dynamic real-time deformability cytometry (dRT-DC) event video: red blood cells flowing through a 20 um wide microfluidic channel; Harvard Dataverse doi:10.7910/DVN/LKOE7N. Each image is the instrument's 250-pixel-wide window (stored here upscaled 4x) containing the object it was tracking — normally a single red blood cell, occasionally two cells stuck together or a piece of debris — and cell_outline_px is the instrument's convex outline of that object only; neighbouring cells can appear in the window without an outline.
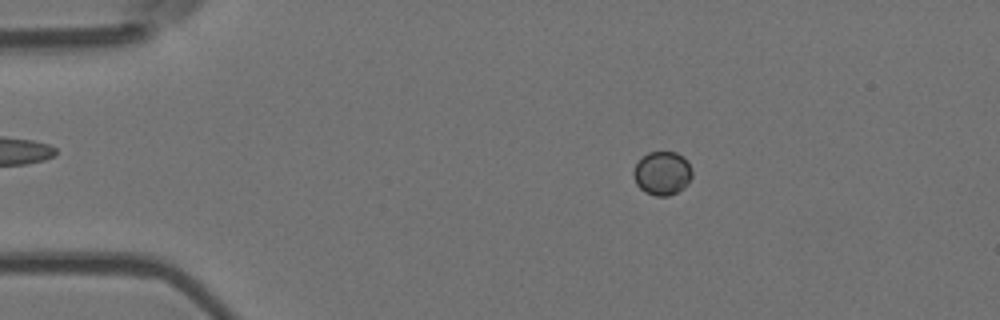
{"species": "Egyptian fruit bat (a non-hibernating species)", "species_latin": "Rousettus aegyptiacus", "temperature_condition": "room temperature", "stored_images_in_passage": 14, "camera_frame_rate_fps": 3000, "um_per_image_px": 0.085, "animal": {"sex": "female"}, "frame": {"image": 1, "passage_image": 2, "time_ms": 0.333, "image_size_px": [1000, 320], "cell_outline_px": [[692, 176], [688, 184], [684, 188], [668, 196], [656, 196], [644, 192], [636, 184], [632, 172], [636, 164], [648, 152], [676, 152], [684, 156], [692, 172]], "centroid_in_image_um": [56.29, 14.73], "position_along_channel_um": 28.7, "area_um2": 14.91}}
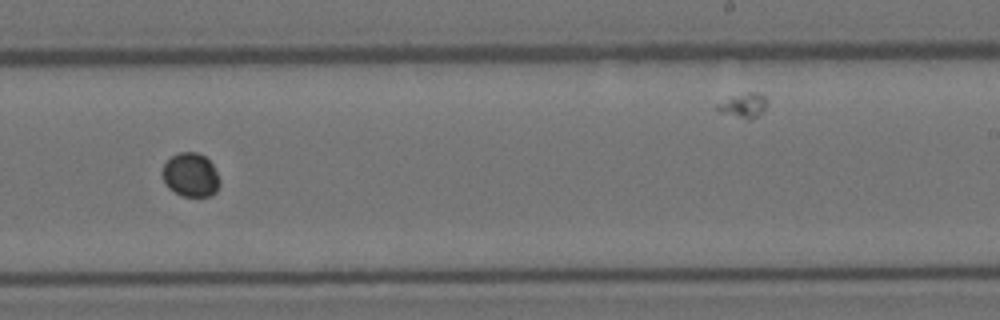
{"frame": {"image": 2, "passage_image": 9, "time_ms": 2.667, "image_size_px": [1000, 320], "cell_outline_px": [[220, 184], [216, 192], [212, 196], [180, 196], [168, 188], [160, 172], [164, 164], [172, 156], [180, 152], [196, 152], [204, 156], [212, 164], [220, 180]], "centroid_in_image_um": [16.19, 14.88], "position_along_channel_um": 272.8, "area_um2": 14.74}}
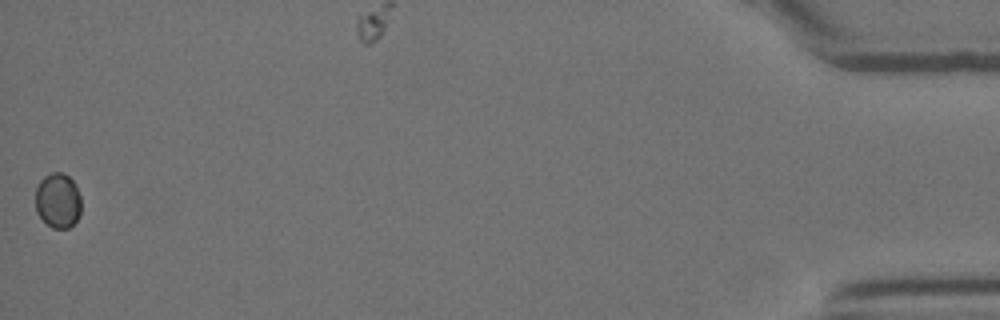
{"frame": {"image": 3, "passage_image": 14, "time_ms": 4.333, "image_size_px": [1000, 320], "cell_outline_px": [[80, 216], [68, 228], [52, 228], [36, 212], [36, 188], [40, 180], [44, 176], [52, 172], [60, 172], [68, 176], [76, 184], [80, 196]], "centroid_in_image_um": [4.92, 17.03], "position_along_channel_um": 430.3, "area_um2": 14.62}}